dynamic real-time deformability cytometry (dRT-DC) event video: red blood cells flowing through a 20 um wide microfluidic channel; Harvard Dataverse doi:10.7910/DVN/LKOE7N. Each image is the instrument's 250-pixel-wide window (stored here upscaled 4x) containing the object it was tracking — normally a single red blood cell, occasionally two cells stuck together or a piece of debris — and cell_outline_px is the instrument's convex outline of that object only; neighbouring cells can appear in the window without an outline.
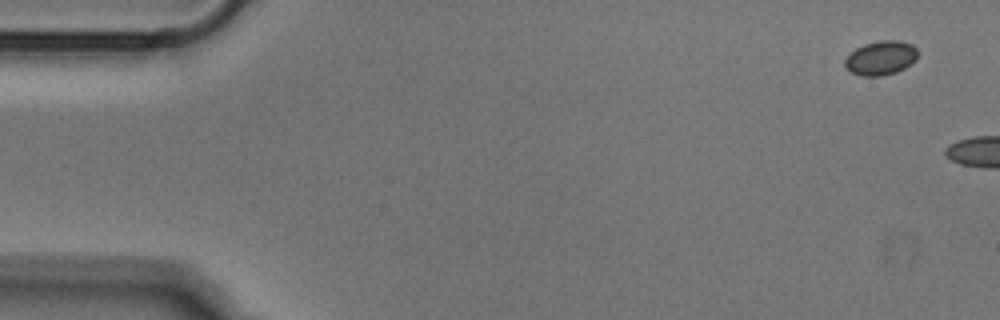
{"species": "Egyptian fruit bat (a non-hibernating species)", "species_latin": "Rousettus aegyptiacus", "temperature_condition": "cold", "stored_images_in_passage": 5, "camera_frame_rate_fps": 3000, "um_per_image_px": 0.085, "animal": {"sex": "male"}, "frame": {"image": 1, "passage_image": 1, "time_ms": 0.0, "image_size_px": [1000, 320], "cell_outline_px": [[916, 60], [912, 64], [896, 72], [880, 76], [864, 76], [852, 72], [844, 68], [844, 60], [856, 48], [864, 44], [880, 40], [900, 40], [912, 44], [916, 48]], "centroid_in_image_um": [74.87, 4.92], "position_along_channel_um": 10.1, "area_um2": 14.51}}